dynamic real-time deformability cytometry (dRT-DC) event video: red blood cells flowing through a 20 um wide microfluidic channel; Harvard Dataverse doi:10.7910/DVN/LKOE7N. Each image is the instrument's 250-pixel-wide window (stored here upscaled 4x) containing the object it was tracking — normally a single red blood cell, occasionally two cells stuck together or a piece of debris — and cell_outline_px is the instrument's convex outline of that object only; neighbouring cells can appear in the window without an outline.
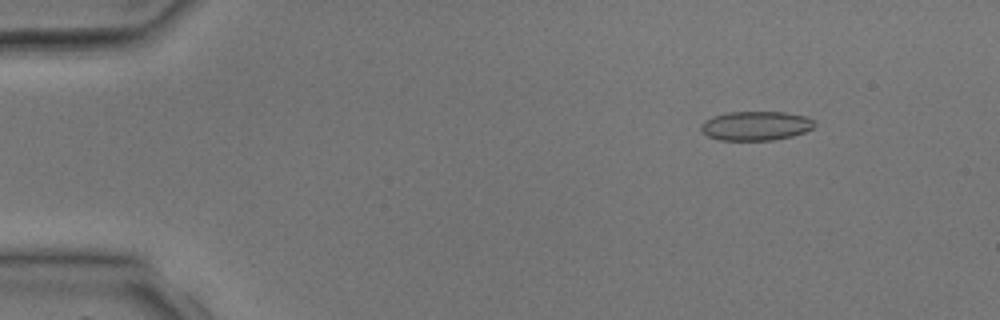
{"species": "common noctule bat (a hibernating species)", "species_latin": "Nyctalus noctula", "temperature_condition": "room temperature", "stored_images_in_passage": 5, "segment_of_instrument_passage": [1, 2], "camera_frame_rate_fps": 3000, "um_per_image_px": 0.085, "animal": {"sex": "male", "body_mass_g": 17.9, "forearm_length_mm": 54.2}, "frame": {"image": 1, "passage_image": 2, "time_ms": 1.0, "image_size_px": [1000, 320], "cell_outline_px": [[816, 124], [812, 128], [804, 132], [792, 136], [772, 140], [720, 140], [708, 136], [700, 128], [700, 124], [704, 120], [712, 116], [728, 112], [784, 112], [804, 116], [812, 120]], "centroid_in_image_um": [64.21, 10.69], "position_along_channel_um": 20.8, "area_um2": 19.25}}
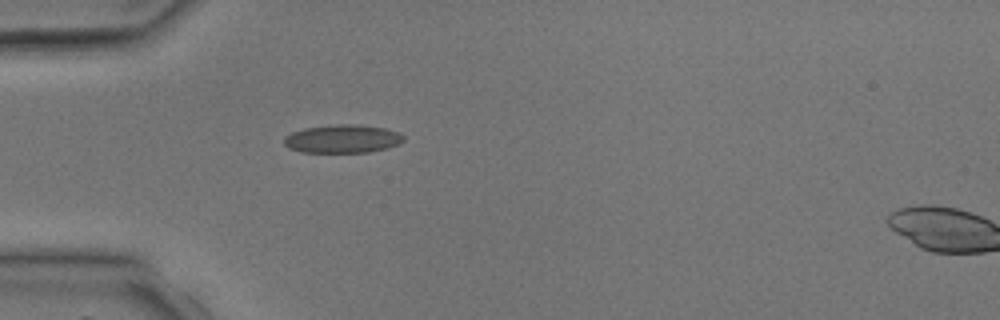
{"frame": {"image": 2, "passage_image": 4, "time_ms": 3.333, "image_size_px": [1000, 320], "cell_outline_px": [[404, 140], [400, 144], [388, 148], [368, 152], [300, 152], [288, 148], [284, 144], [284, 136], [292, 132], [304, 128], [336, 124], [356, 124], [384, 128], [400, 132], [404, 136]], "centroid_in_image_um": [29.12, 11.8], "position_along_channel_um": 55.9, "area_um2": 19.88}}